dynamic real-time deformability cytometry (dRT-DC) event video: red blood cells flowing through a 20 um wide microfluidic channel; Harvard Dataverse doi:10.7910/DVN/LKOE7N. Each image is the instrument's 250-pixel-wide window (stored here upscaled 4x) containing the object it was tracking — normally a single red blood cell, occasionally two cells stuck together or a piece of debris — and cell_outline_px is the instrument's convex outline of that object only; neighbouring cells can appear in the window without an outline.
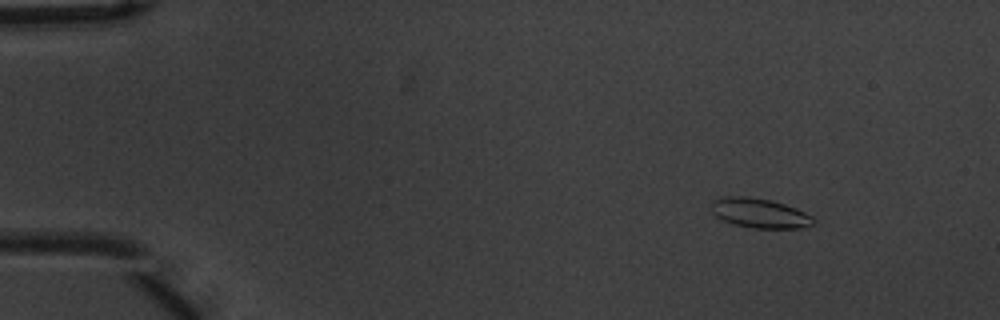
{"species": "common noctule bat (a hibernating species)", "species_latin": "Nyctalus noctula", "temperature_condition": "warm", "stored_images_in_passage": 5, "camera_frame_rate_fps": 3000, "um_per_image_px": 0.085, "animal": {"sex": "male", "body_mass_g": 20.1, "forearm_length_mm": 53.5}, "frame": {"image": 1, "passage_image": 2, "time_ms": 0.333, "image_size_px": [1000, 320], "cell_outline_px": [[816, 220], [812, 224], [800, 228], [752, 228], [736, 224], [724, 220], [716, 216], [712, 212], [712, 200], [720, 196], [744, 196], [772, 200], [796, 208], [812, 216]], "centroid_in_image_um": [64.56, 18.1], "position_along_channel_um": 20.4, "area_um2": 17.57}}